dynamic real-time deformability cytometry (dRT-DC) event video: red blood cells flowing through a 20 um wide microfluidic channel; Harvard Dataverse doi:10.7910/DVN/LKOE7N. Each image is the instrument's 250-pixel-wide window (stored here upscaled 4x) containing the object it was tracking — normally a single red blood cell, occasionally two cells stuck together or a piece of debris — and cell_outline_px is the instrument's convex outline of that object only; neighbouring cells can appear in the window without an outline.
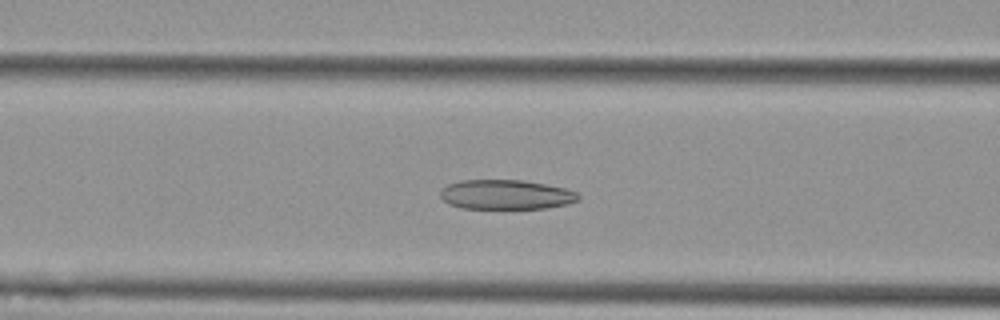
{"species": "Egyptian fruit bat (a non-hibernating species)", "species_latin": "Rousettus aegyptiacus", "temperature_condition": "cold", "stored_images_in_passage": 42, "camera_frame_rate_fps": 3000, "um_per_image_px": 0.085, "animal": {"sex": "female"}, "frame": {"image": 1, "passage_image": 9, "time_ms": 2.667, "image_size_px": [1000, 320], "cell_outline_px": [[580, 200], [568, 204], [548, 208], [460, 208], [448, 204], [440, 196], [440, 192], [448, 184], [460, 180], [520, 180], [544, 184], [564, 188], [576, 192], [580, 196]], "centroid_in_image_um": [43.01, 16.54], "position_along_channel_um": 123.6, "area_um2": 23.76}}
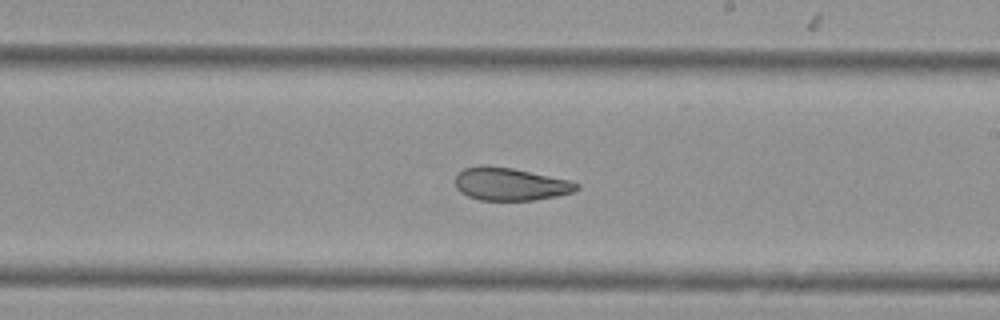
{"frame": {"image": 2, "passage_image": 19, "time_ms": 6.0, "image_size_px": [1000, 320], "cell_outline_px": [[580, 188], [572, 192], [556, 196], [536, 200], [480, 200], [468, 196], [460, 192], [456, 188], [456, 176], [464, 168], [484, 164], [512, 168], [568, 180], [580, 184]], "centroid_in_image_um": [43.36, 15.65], "position_along_channel_um": 245.6, "area_um2": 23.12}}
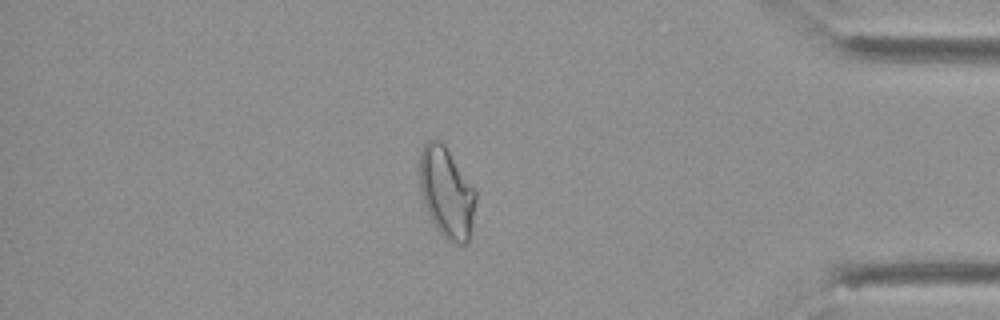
{"frame": {"image": 3, "passage_image": 34, "time_ms": 11.0, "image_size_px": [1000, 320], "cell_outline_px": [[476, 200], [472, 228], [468, 240], [464, 244], [460, 244], [448, 240], [436, 228], [424, 204], [420, 192], [420, 152], [424, 144], [428, 140], [440, 140], [444, 144], [476, 188]], "centroid_in_image_um": [37.98, 16.34], "position_along_channel_um": 397.2, "area_um2": 29.71}, "authors_computed_cell_mechanics": {"area_um2": 26.1256, "velocity_mm_per_s": 3.6766, "shape_relaxation_time_tau1_ms": null, "shape_relaxation_time_tau2_ms": 2.5157, "deformation_change_tau1": null, "deformation_change_tau2": 0.0841}}